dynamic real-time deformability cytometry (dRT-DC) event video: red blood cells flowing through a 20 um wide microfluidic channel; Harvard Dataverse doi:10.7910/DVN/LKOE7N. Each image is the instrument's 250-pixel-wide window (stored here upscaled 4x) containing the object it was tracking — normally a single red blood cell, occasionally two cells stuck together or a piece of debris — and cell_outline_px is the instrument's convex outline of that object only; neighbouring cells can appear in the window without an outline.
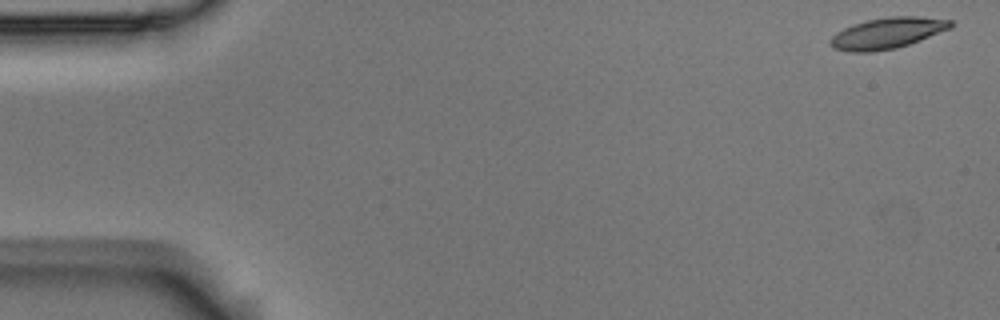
{"species": "Egyptian fruit bat (a non-hibernating species)", "species_latin": "Rousettus aegyptiacus", "temperature_condition": "room temperature", "stored_images_in_passage": 5, "camera_frame_rate_fps": 3000, "um_per_image_px": 0.085, "animal": {"sex": "male"}, "frame": {"image": 1, "passage_image": 1, "time_ms": 0.0, "image_size_px": [1000, 320], "cell_outline_px": [[956, 24], [952, 28], [920, 40], [896, 48], [872, 52], [848, 52], [832, 48], [828, 44], [828, 40], [836, 32], [852, 24], [868, 20], [892, 16], [916, 16], [952, 20]], "centroid_in_image_um": [75.41, 2.82], "position_along_channel_um": 9.6, "area_um2": 21.96}}
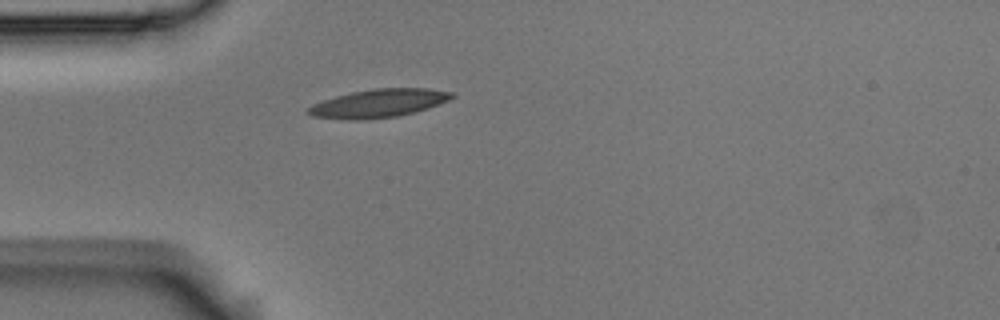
{"frame": {"image": 2, "passage_image": 5, "time_ms": 1.333, "image_size_px": [1000, 320], "cell_outline_px": [[456, 96], [448, 100], [428, 108], [396, 116], [356, 120], [348, 120], [312, 116], [304, 112], [312, 104], [336, 96], [352, 92], [376, 88], [428, 88], [452, 92]], "centroid_in_image_um": [32.16, 8.77], "position_along_channel_um": 52.8, "area_um2": 23.47}}